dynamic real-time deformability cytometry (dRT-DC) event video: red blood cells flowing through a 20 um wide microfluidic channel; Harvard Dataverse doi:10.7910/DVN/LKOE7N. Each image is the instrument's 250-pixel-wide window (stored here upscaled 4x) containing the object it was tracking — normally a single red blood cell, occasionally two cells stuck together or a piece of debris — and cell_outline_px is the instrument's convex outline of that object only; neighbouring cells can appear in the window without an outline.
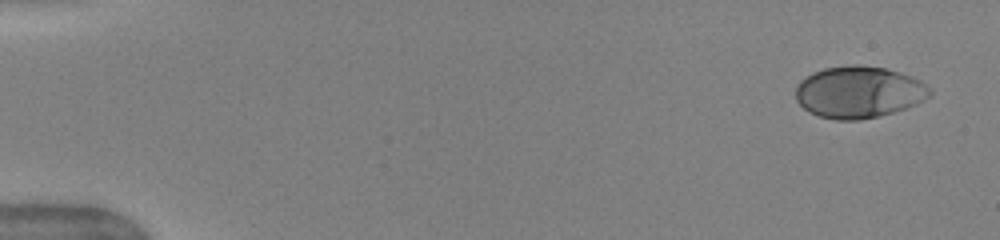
{"species": "human", "species_latin": "Homo sapiens", "temperature_condition": "warm", "stored_images_in_passage": 49, "camera_frame_rate_fps": 3000, "um_per_image_px": 0.085, "donor": {"sex": "female"}, "frame": {"image": 1, "passage_image": 1, "time_ms": 0.0, "image_size_px": [1000, 240], "cell_outline_px": [[932, 96], [916, 104], [880, 116], [860, 120], [836, 120], [820, 116], [808, 112], [796, 100], [796, 84], [800, 80], [812, 72], [824, 68], [856, 64], [884, 68], [912, 76], [920, 80], [932, 88]], "centroid_in_image_um": [73.0, 7.83], "position_along_channel_um": 12.0, "area_um2": 40.75}}
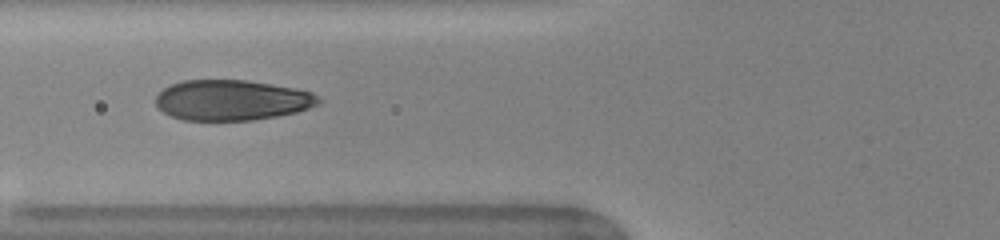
{"frame": {"image": 2, "passage_image": 19, "time_ms": 6.0, "image_size_px": [1000, 240], "cell_outline_px": [[324, 100], [308, 108], [296, 112], [276, 116], [252, 120], [184, 120], [172, 116], [164, 112], [156, 104], [156, 96], [164, 88], [172, 84], [184, 80], [248, 80], [292, 88], [312, 92]], "centroid_in_image_um": [19.71, 8.51], "position_along_channel_um": 106.1, "area_um2": 38.09}}
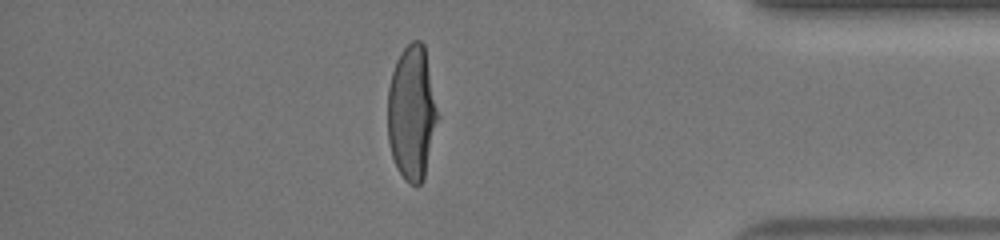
{"frame": {"image": 3, "passage_image": 43, "time_ms": 14.0, "image_size_px": [1000, 240], "cell_outline_px": [[440, 116], [424, 180], [420, 184], [408, 184], [404, 180], [392, 156], [388, 140], [388, 88], [392, 72], [396, 60], [400, 52], [412, 40], [420, 40], [424, 44]], "centroid_in_image_um": [35.03, 9.59], "position_along_channel_um": 400.2, "area_um2": 39.82}, "authors_computed_cell_mechanics": {"area_um2": 39.8242, "velocity_mm_per_s": 4.0005, "shape_relaxation_time_tau1_ms": 3.8981, "shape_relaxation_time_tau2_ms": null, "deformation_change_tau1": 0.2281, "deformation_change_tau2": null}}